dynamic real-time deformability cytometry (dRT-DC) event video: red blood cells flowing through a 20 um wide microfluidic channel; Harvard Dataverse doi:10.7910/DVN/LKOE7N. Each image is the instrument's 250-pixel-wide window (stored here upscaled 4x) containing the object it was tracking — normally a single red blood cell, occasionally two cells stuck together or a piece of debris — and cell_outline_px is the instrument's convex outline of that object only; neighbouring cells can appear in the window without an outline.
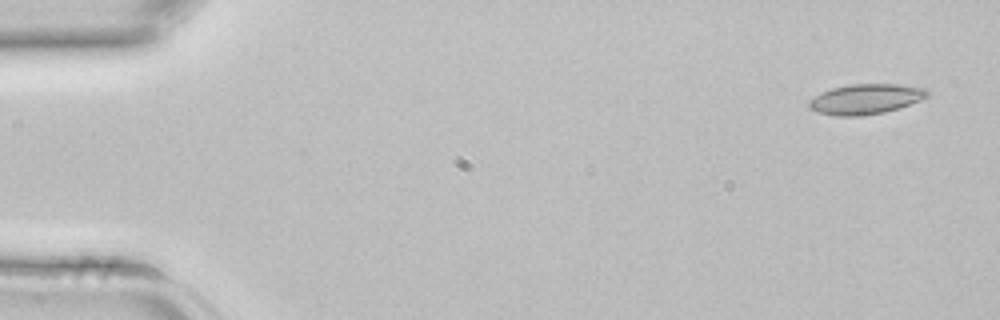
{"species": "common noctule bat (a hibernating species)", "species_latin": "Nyctalus noctula", "temperature_condition": "room temperature", "stored_images_in_passage": 4, "camera_frame_rate_fps": 3000, "um_per_image_px": 0.085, "animal": {"sex": "female", "body_mass_g": 22.7, "forearm_length_mm": 54.2}, "frame": {"image": 1, "passage_image": 1, "time_ms": 0.0, "image_size_px": [1000, 320], "cell_outline_px": [[928, 96], [920, 100], [900, 108], [884, 112], [856, 116], [836, 116], [816, 112], [808, 108], [808, 100], [820, 92], [832, 88], [848, 84], [900, 84], [928, 88]], "centroid_in_image_um": [73.56, 8.41], "position_along_channel_um": 11.4, "area_um2": 21.04}}
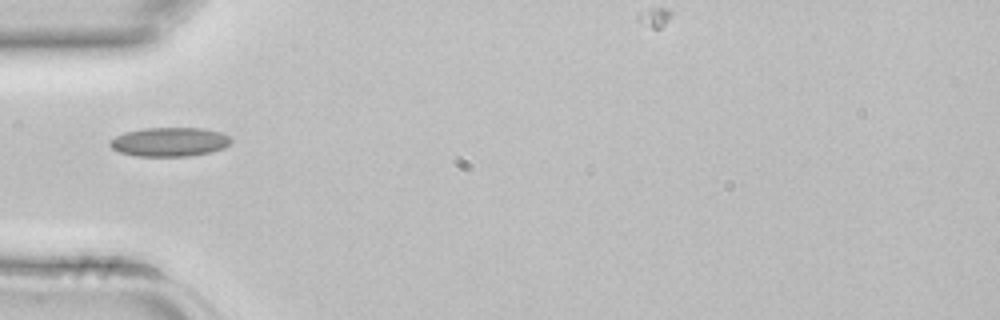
{"frame": {"image": 2, "passage_image": 4, "time_ms": 1.0, "image_size_px": [1000, 320], "cell_outline_px": [[232, 140], [224, 148], [212, 152], [192, 156], [136, 156], [120, 152], [112, 148], [108, 144], [108, 140], [124, 132], [144, 128], [204, 128], [220, 132], [232, 136]], "centroid_in_image_um": [14.42, 12.06], "position_along_channel_um": 70.6, "area_um2": 20.75}}